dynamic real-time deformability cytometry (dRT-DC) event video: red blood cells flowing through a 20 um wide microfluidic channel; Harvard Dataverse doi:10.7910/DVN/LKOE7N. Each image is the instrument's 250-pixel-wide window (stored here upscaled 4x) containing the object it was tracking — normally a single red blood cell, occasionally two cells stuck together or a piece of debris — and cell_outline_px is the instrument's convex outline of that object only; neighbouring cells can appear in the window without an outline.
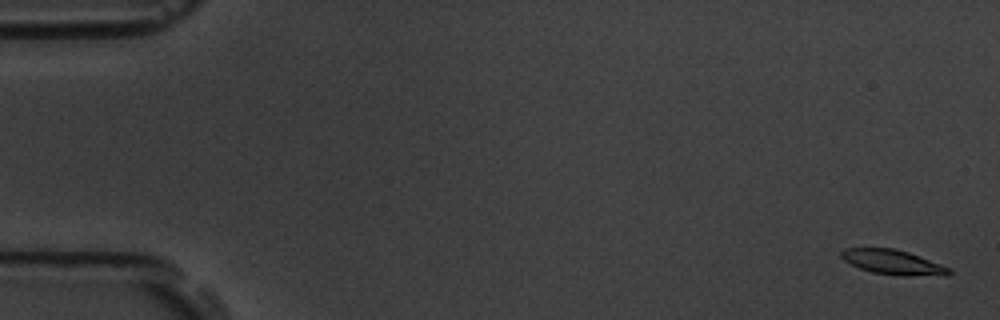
{"species": "common noctule bat (a hibernating species)", "species_latin": "Nyctalus noctula", "temperature_condition": "room temperature", "stored_images_in_passage": 6, "camera_frame_rate_fps": 3000, "um_per_image_px": 0.085, "animal": {"sex": "male", "body_mass_g": 19.5, "forearm_length_mm": 54.6}, "frame": {"image": 1, "passage_image": 1, "time_ms": 0.0, "image_size_px": [1000, 320], "cell_outline_px": [[952, 272], [948, 276], [900, 276], [872, 272], [860, 268], [844, 260], [840, 256], [840, 252], [844, 248], [892, 248], [908, 252], [952, 268]], "centroid_in_image_um": [75.96, 22.3], "position_along_channel_um": 9.0, "area_um2": 15.66}}